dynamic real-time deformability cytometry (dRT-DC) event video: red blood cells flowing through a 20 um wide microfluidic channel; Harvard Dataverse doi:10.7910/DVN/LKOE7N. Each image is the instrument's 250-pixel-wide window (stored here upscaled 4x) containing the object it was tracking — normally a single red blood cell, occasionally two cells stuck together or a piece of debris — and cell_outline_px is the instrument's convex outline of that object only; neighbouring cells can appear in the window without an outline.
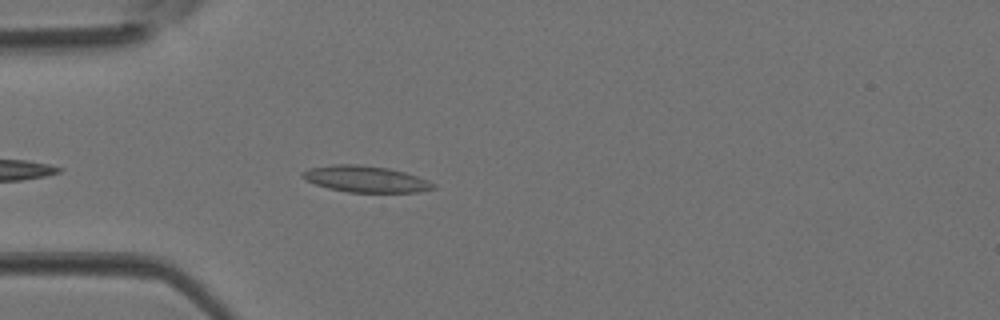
{"species": "Egyptian fruit bat (a non-hibernating species)", "species_latin": "Rousettus aegyptiacus", "temperature_condition": "room temperature", "stored_images_in_passage": 4, "camera_frame_rate_fps": 3000, "um_per_image_px": 0.085, "animal": {"sex": "female"}, "frame": {"image": 1, "passage_image": 4, "time_ms": 1.0, "image_size_px": [1000, 320], "cell_outline_px": [[436, 188], [416, 192], [348, 192], [328, 188], [304, 180], [300, 176], [300, 172], [308, 168], [332, 164], [360, 164], [388, 168], [404, 172], [428, 180], [436, 184]], "centroid_in_image_um": [31.03, 15.21], "position_along_channel_um": 54.0, "area_um2": 20.23}}